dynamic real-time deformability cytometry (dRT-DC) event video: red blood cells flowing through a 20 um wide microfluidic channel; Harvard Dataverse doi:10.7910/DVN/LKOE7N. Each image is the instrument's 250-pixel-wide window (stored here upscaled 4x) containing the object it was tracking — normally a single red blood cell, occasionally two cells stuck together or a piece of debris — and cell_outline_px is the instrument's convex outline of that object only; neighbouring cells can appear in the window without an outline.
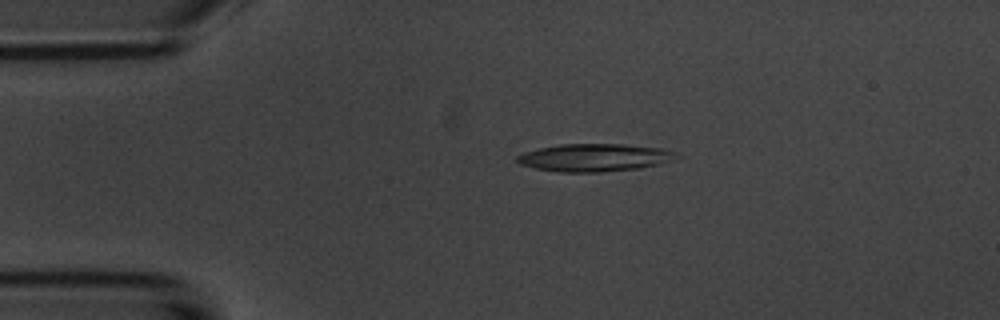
{"species": "common noctule bat (a hibernating species)", "species_latin": "Nyctalus noctula", "temperature_condition": "room temperature", "stored_images_in_passage": 5, "camera_frame_rate_fps": 3000, "um_per_image_px": 0.085, "animal": {"sex": "male", "body_mass_g": 20.1, "forearm_length_mm": 53.5}, "frame": {"image": 1, "passage_image": 4, "time_ms": 3.333, "image_size_px": [1000, 320], "cell_outline_px": [[680, 156], [672, 160], [660, 164], [640, 168], [600, 172], [560, 172], [536, 168], [520, 164], [516, 160], [516, 156], [524, 152], [540, 148], [560, 144], [624, 144], [660, 148], [676, 152]], "centroid_in_image_um": [50.55, 13.39], "position_along_channel_um": 34.5, "area_um2": 25.66}}